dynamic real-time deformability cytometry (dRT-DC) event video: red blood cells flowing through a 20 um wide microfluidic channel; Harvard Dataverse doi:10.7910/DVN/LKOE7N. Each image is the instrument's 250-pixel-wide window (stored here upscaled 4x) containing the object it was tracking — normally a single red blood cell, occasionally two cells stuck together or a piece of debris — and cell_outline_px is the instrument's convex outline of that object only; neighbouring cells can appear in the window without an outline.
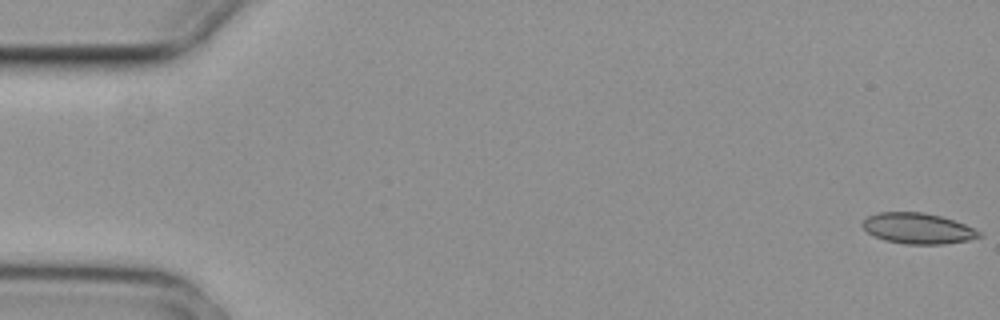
{"species": "common noctule bat (a hibernating species)", "species_latin": "Nyctalus noctula", "temperature_condition": "cold", "stored_images_in_passage": 5, "camera_frame_rate_fps": 3000, "um_per_image_px": 0.085, "animal": {"sex": "female", "body_mass_g": 29.2, "forearm_length_mm": 56.3}, "frame": {"image": 1, "passage_image": 1, "time_ms": 0.0, "image_size_px": [1000, 320], "cell_outline_px": [[984, 236], [968, 240], [944, 244], [904, 244], [884, 240], [868, 232], [860, 224], [868, 216], [876, 212], [924, 212], [940, 216], [964, 224], [980, 232]], "centroid_in_image_um": [78.0, 19.41], "position_along_channel_um": 7.0, "area_um2": 20.81}}
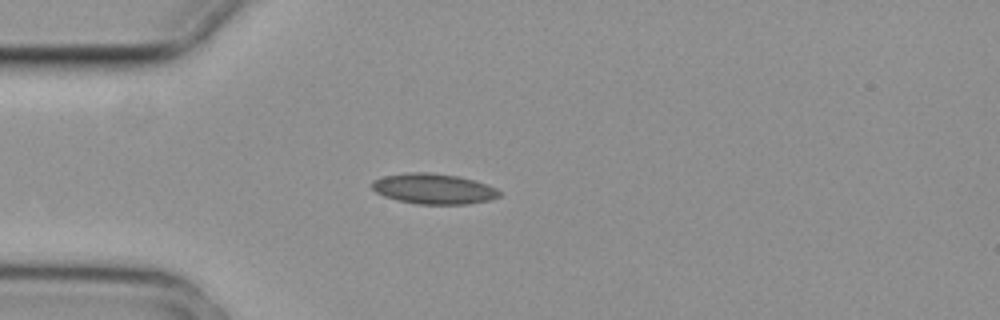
{"frame": {"image": 2, "passage_image": 5, "time_ms": 1.333, "image_size_px": [1000, 320], "cell_outline_px": [[500, 196], [488, 200], [468, 204], [416, 204], [396, 200], [384, 196], [376, 192], [372, 188], [372, 180], [384, 176], [408, 172], [428, 172], [456, 176], [472, 180], [496, 188], [500, 192]], "centroid_in_image_um": [36.81, 16.05], "position_along_channel_um": 48.2, "area_um2": 22.43}}